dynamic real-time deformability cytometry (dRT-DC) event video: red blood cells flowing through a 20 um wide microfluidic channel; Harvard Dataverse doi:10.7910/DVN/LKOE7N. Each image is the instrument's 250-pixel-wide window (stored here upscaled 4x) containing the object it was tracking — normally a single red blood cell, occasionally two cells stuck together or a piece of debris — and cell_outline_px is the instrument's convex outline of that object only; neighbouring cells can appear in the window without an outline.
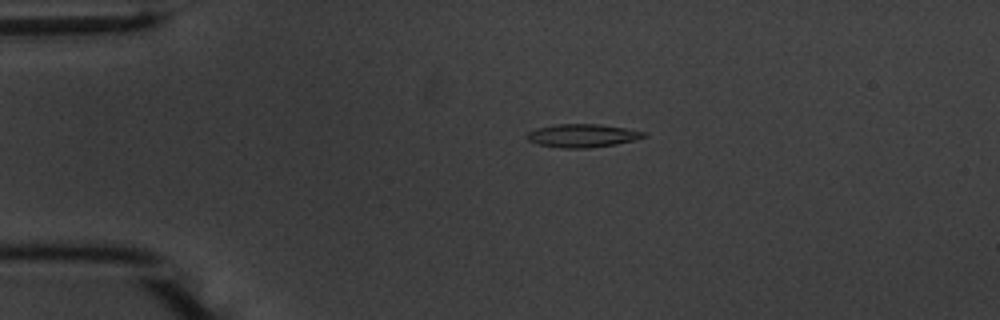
{"species": "common noctule bat (a hibernating species)", "species_latin": "Nyctalus noctula", "temperature_condition": "warm", "stored_images_in_passage": 53, "camera_frame_rate_fps": 3000, "um_per_image_px": 0.085, "animal": {"sex": "male", "body_mass_g": 20.1, "forearm_length_mm": 53.5}, "frame": {"image": 1, "passage_image": 11, "time_ms": 3.333, "image_size_px": [1000, 320], "cell_outline_px": [[644, 136], [632, 140], [616, 144], [588, 148], [560, 148], [536, 144], [528, 140], [524, 136], [528, 132], [536, 128], [556, 124], [600, 124], [624, 128], [644, 132]], "centroid_in_image_um": [49.4, 11.53], "position_along_channel_um": 35.6, "area_um2": 15.72}}
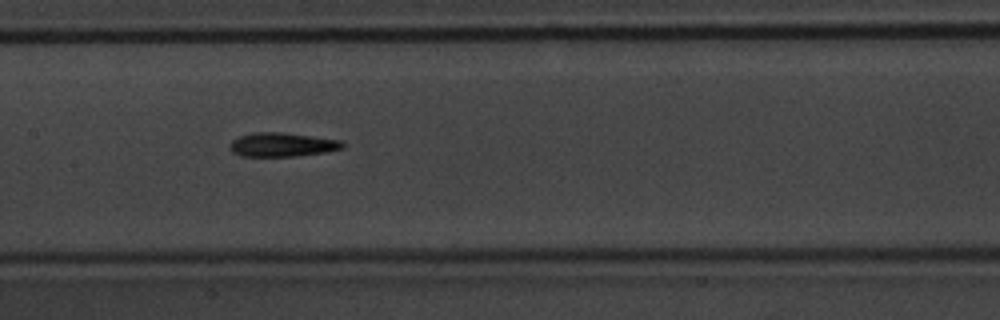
{"frame": {"image": 2, "passage_image": 26, "time_ms": 8.333, "image_size_px": [1000, 320], "cell_outline_px": [[344, 148], [324, 152], [296, 156], [240, 156], [232, 152], [228, 148], [228, 144], [232, 140], [240, 136], [252, 132], [284, 132], [340, 140], [344, 144]], "centroid_in_image_um": [23.93, 12.29], "position_along_channel_um": 183.5, "area_um2": 15.84}}
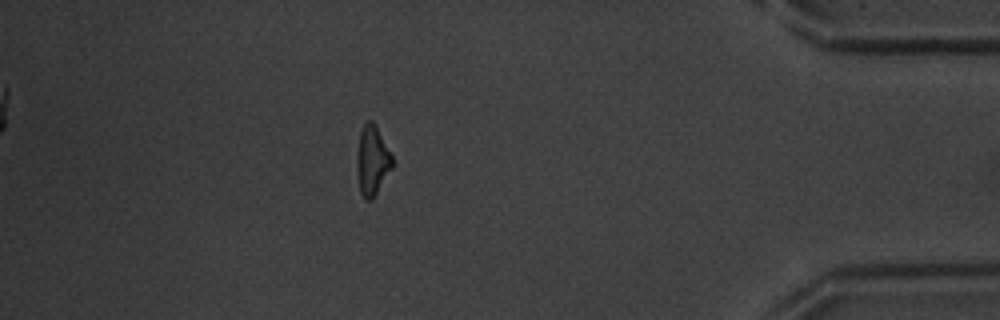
{"frame": {"image": 3, "passage_image": 47, "time_ms": 15.333, "image_size_px": [1000, 320], "cell_outline_px": [[392, 168], [372, 200], [364, 200], [360, 192], [356, 172], [356, 156], [360, 132], [364, 124], [368, 120], [372, 120], [392, 156]], "centroid_in_image_um": [31.61, 13.68], "position_along_channel_um": 403.6, "area_um2": 14.28}, "authors_computed_cell_mechanics": {"area_um2": 15.0858, "velocity_mm_per_s": 3.7418, "shape_relaxation_time_tau1_ms": 3.1584, "shape_relaxation_time_tau2_ms": null, "deformation_change_tau1": 0.1504, "deformation_change_tau2": null}}